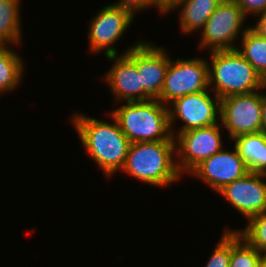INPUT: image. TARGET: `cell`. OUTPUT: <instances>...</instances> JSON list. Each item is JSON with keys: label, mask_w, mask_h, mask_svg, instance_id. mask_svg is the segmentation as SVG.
I'll use <instances>...</instances> for the list:
<instances>
[{"label": "cell", "mask_w": 266, "mask_h": 267, "mask_svg": "<svg viewBox=\"0 0 266 267\" xmlns=\"http://www.w3.org/2000/svg\"><path fill=\"white\" fill-rule=\"evenodd\" d=\"M6 45H0V94L13 91L23 75V60Z\"/></svg>", "instance_id": "cell-19"}, {"label": "cell", "mask_w": 266, "mask_h": 267, "mask_svg": "<svg viewBox=\"0 0 266 267\" xmlns=\"http://www.w3.org/2000/svg\"><path fill=\"white\" fill-rule=\"evenodd\" d=\"M261 253L251 247L237 232L231 230V258L229 267H259Z\"/></svg>", "instance_id": "cell-20"}, {"label": "cell", "mask_w": 266, "mask_h": 267, "mask_svg": "<svg viewBox=\"0 0 266 267\" xmlns=\"http://www.w3.org/2000/svg\"><path fill=\"white\" fill-rule=\"evenodd\" d=\"M208 65V61L199 57L188 60L177 58L176 61L170 58L164 86L157 100L168 106L185 95L208 90Z\"/></svg>", "instance_id": "cell-5"}, {"label": "cell", "mask_w": 266, "mask_h": 267, "mask_svg": "<svg viewBox=\"0 0 266 267\" xmlns=\"http://www.w3.org/2000/svg\"><path fill=\"white\" fill-rule=\"evenodd\" d=\"M219 118L231 139L242 134L261 132L262 91L222 98Z\"/></svg>", "instance_id": "cell-6"}, {"label": "cell", "mask_w": 266, "mask_h": 267, "mask_svg": "<svg viewBox=\"0 0 266 267\" xmlns=\"http://www.w3.org/2000/svg\"><path fill=\"white\" fill-rule=\"evenodd\" d=\"M110 114L130 143L174 140L168 106L157 99L126 102Z\"/></svg>", "instance_id": "cell-3"}, {"label": "cell", "mask_w": 266, "mask_h": 267, "mask_svg": "<svg viewBox=\"0 0 266 267\" xmlns=\"http://www.w3.org/2000/svg\"><path fill=\"white\" fill-rule=\"evenodd\" d=\"M265 178V174L249 171L226 185L218 193L225 197L241 215L249 219L266 211Z\"/></svg>", "instance_id": "cell-12"}, {"label": "cell", "mask_w": 266, "mask_h": 267, "mask_svg": "<svg viewBox=\"0 0 266 267\" xmlns=\"http://www.w3.org/2000/svg\"><path fill=\"white\" fill-rule=\"evenodd\" d=\"M221 123L178 133L175 137L176 165L180 174L190 173L203 160L223 148Z\"/></svg>", "instance_id": "cell-8"}, {"label": "cell", "mask_w": 266, "mask_h": 267, "mask_svg": "<svg viewBox=\"0 0 266 267\" xmlns=\"http://www.w3.org/2000/svg\"><path fill=\"white\" fill-rule=\"evenodd\" d=\"M240 236L260 253L266 251V211L248 219L244 230H237Z\"/></svg>", "instance_id": "cell-21"}, {"label": "cell", "mask_w": 266, "mask_h": 267, "mask_svg": "<svg viewBox=\"0 0 266 267\" xmlns=\"http://www.w3.org/2000/svg\"><path fill=\"white\" fill-rule=\"evenodd\" d=\"M262 131L266 133V93H262Z\"/></svg>", "instance_id": "cell-26"}, {"label": "cell", "mask_w": 266, "mask_h": 267, "mask_svg": "<svg viewBox=\"0 0 266 267\" xmlns=\"http://www.w3.org/2000/svg\"><path fill=\"white\" fill-rule=\"evenodd\" d=\"M222 0H178L168 11L182 8L180 29L184 33L202 30L208 18L216 10ZM181 6V7H180Z\"/></svg>", "instance_id": "cell-15"}, {"label": "cell", "mask_w": 266, "mask_h": 267, "mask_svg": "<svg viewBox=\"0 0 266 267\" xmlns=\"http://www.w3.org/2000/svg\"><path fill=\"white\" fill-rule=\"evenodd\" d=\"M235 148L249 171L266 175V133L242 134L234 137Z\"/></svg>", "instance_id": "cell-16"}, {"label": "cell", "mask_w": 266, "mask_h": 267, "mask_svg": "<svg viewBox=\"0 0 266 267\" xmlns=\"http://www.w3.org/2000/svg\"><path fill=\"white\" fill-rule=\"evenodd\" d=\"M258 15L259 20H257L256 25L253 27L251 26L250 28L254 30L257 34H259L261 37L266 38V11Z\"/></svg>", "instance_id": "cell-25"}, {"label": "cell", "mask_w": 266, "mask_h": 267, "mask_svg": "<svg viewBox=\"0 0 266 267\" xmlns=\"http://www.w3.org/2000/svg\"><path fill=\"white\" fill-rule=\"evenodd\" d=\"M211 88L198 93L188 94L171 102L168 106L170 129L173 137L183 131L208 127L218 124L220 118V98L214 95L212 98ZM173 108H172V107ZM172 108V109H171ZM181 119L184 126L175 134L173 123Z\"/></svg>", "instance_id": "cell-9"}, {"label": "cell", "mask_w": 266, "mask_h": 267, "mask_svg": "<svg viewBox=\"0 0 266 267\" xmlns=\"http://www.w3.org/2000/svg\"><path fill=\"white\" fill-rule=\"evenodd\" d=\"M175 140L130 143L121 171L157 187H167L180 180L175 154Z\"/></svg>", "instance_id": "cell-2"}, {"label": "cell", "mask_w": 266, "mask_h": 267, "mask_svg": "<svg viewBox=\"0 0 266 267\" xmlns=\"http://www.w3.org/2000/svg\"><path fill=\"white\" fill-rule=\"evenodd\" d=\"M209 87L220 99L266 89V82L237 49L211 51Z\"/></svg>", "instance_id": "cell-4"}, {"label": "cell", "mask_w": 266, "mask_h": 267, "mask_svg": "<svg viewBox=\"0 0 266 267\" xmlns=\"http://www.w3.org/2000/svg\"><path fill=\"white\" fill-rule=\"evenodd\" d=\"M124 7L130 8L134 13L139 12L147 7H156L161 14L167 15V11L156 0H120L118 3Z\"/></svg>", "instance_id": "cell-23"}, {"label": "cell", "mask_w": 266, "mask_h": 267, "mask_svg": "<svg viewBox=\"0 0 266 267\" xmlns=\"http://www.w3.org/2000/svg\"><path fill=\"white\" fill-rule=\"evenodd\" d=\"M20 0H0V45L21 43Z\"/></svg>", "instance_id": "cell-18"}, {"label": "cell", "mask_w": 266, "mask_h": 267, "mask_svg": "<svg viewBox=\"0 0 266 267\" xmlns=\"http://www.w3.org/2000/svg\"><path fill=\"white\" fill-rule=\"evenodd\" d=\"M248 172L244 160L234 146L232 151L222 148L219 152L203 160L189 174L202 179L206 185L219 192L226 185Z\"/></svg>", "instance_id": "cell-13"}, {"label": "cell", "mask_w": 266, "mask_h": 267, "mask_svg": "<svg viewBox=\"0 0 266 267\" xmlns=\"http://www.w3.org/2000/svg\"><path fill=\"white\" fill-rule=\"evenodd\" d=\"M108 60H113L114 64L103 77L105 83L109 84L110 90L115 96V101L126 100V102L143 101V87L140 73L136 64L123 54L106 56Z\"/></svg>", "instance_id": "cell-14"}, {"label": "cell", "mask_w": 266, "mask_h": 267, "mask_svg": "<svg viewBox=\"0 0 266 267\" xmlns=\"http://www.w3.org/2000/svg\"><path fill=\"white\" fill-rule=\"evenodd\" d=\"M166 11H168L178 0H156Z\"/></svg>", "instance_id": "cell-27"}, {"label": "cell", "mask_w": 266, "mask_h": 267, "mask_svg": "<svg viewBox=\"0 0 266 267\" xmlns=\"http://www.w3.org/2000/svg\"><path fill=\"white\" fill-rule=\"evenodd\" d=\"M209 258L205 267H229L231 258V230L223 233L221 240Z\"/></svg>", "instance_id": "cell-22"}, {"label": "cell", "mask_w": 266, "mask_h": 267, "mask_svg": "<svg viewBox=\"0 0 266 267\" xmlns=\"http://www.w3.org/2000/svg\"><path fill=\"white\" fill-rule=\"evenodd\" d=\"M241 35V49L237 50L266 82V38L261 37L249 26L241 31Z\"/></svg>", "instance_id": "cell-17"}, {"label": "cell", "mask_w": 266, "mask_h": 267, "mask_svg": "<svg viewBox=\"0 0 266 267\" xmlns=\"http://www.w3.org/2000/svg\"><path fill=\"white\" fill-rule=\"evenodd\" d=\"M135 13L128 7L110 4L103 7L94 18L89 28L90 52L99 53L105 51V56L118 55V51L112 46L132 24Z\"/></svg>", "instance_id": "cell-10"}, {"label": "cell", "mask_w": 266, "mask_h": 267, "mask_svg": "<svg viewBox=\"0 0 266 267\" xmlns=\"http://www.w3.org/2000/svg\"><path fill=\"white\" fill-rule=\"evenodd\" d=\"M126 54L137 66L143 87V101L158 99L164 86L170 57L163 47L150 42H138L130 46Z\"/></svg>", "instance_id": "cell-11"}, {"label": "cell", "mask_w": 266, "mask_h": 267, "mask_svg": "<svg viewBox=\"0 0 266 267\" xmlns=\"http://www.w3.org/2000/svg\"><path fill=\"white\" fill-rule=\"evenodd\" d=\"M259 267H266V251L261 253Z\"/></svg>", "instance_id": "cell-28"}, {"label": "cell", "mask_w": 266, "mask_h": 267, "mask_svg": "<svg viewBox=\"0 0 266 267\" xmlns=\"http://www.w3.org/2000/svg\"><path fill=\"white\" fill-rule=\"evenodd\" d=\"M111 119L115 123L80 113L72 115L74 127L84 149L108 177L122 170L130 145L129 139L112 115Z\"/></svg>", "instance_id": "cell-1"}, {"label": "cell", "mask_w": 266, "mask_h": 267, "mask_svg": "<svg viewBox=\"0 0 266 267\" xmlns=\"http://www.w3.org/2000/svg\"><path fill=\"white\" fill-rule=\"evenodd\" d=\"M242 9L247 17L249 14L258 16V14L266 11V0H234Z\"/></svg>", "instance_id": "cell-24"}, {"label": "cell", "mask_w": 266, "mask_h": 267, "mask_svg": "<svg viewBox=\"0 0 266 267\" xmlns=\"http://www.w3.org/2000/svg\"><path fill=\"white\" fill-rule=\"evenodd\" d=\"M246 16L234 0H222L206 21L201 33L200 48L211 51L237 49L234 46Z\"/></svg>", "instance_id": "cell-7"}]
</instances>
